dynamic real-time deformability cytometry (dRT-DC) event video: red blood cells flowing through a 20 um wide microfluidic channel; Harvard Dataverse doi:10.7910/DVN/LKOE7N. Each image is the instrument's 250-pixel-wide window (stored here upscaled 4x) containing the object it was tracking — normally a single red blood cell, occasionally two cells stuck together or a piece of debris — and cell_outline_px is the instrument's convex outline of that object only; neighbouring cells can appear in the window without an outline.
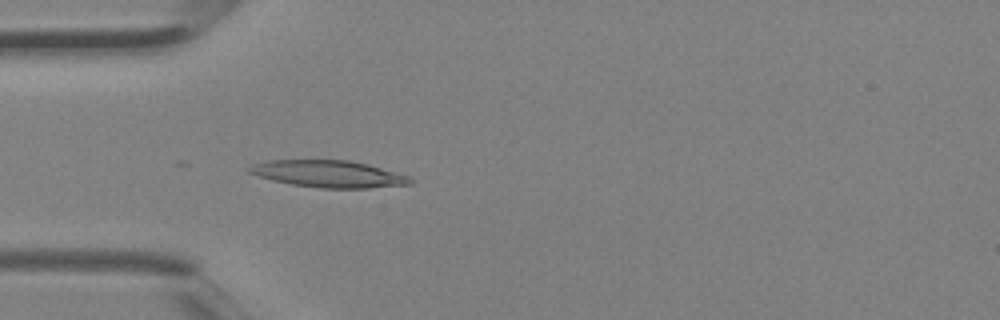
{"species": "Egyptian fruit bat (a non-hibernating species)", "species_latin": "Rousettus aegyptiacus", "temperature_condition": "room temperature", "stored_images_in_passage": 4, "camera_frame_rate_fps": 3000, "um_per_image_px": 0.085, "animal": {"sex": "female"}, "frame": {"image": 1, "passage_image": 4, "time_ms": 1.0, "image_size_px": [1000, 320], "cell_outline_px": [[412, 184], [368, 188], [320, 188], [292, 184], [272, 180], [248, 172], [248, 168], [252, 164], [268, 160], [348, 160], [368, 164], [408, 176], [412, 180]], "centroid_in_image_um": [27.92, 14.78], "position_along_channel_um": 57.1, "area_um2": 25.09}}